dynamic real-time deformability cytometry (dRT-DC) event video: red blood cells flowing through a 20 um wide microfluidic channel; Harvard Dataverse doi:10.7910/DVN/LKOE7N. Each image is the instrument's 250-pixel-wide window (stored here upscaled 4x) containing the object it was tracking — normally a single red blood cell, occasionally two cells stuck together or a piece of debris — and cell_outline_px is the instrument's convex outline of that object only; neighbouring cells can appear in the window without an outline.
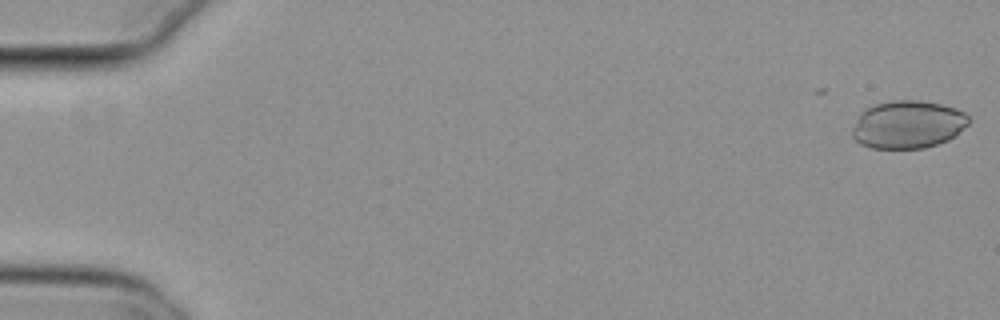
{"species": "common noctule bat (a hibernating species)", "species_latin": "Nyctalus noctula", "temperature_condition": "cold", "stored_images_in_passage": 2, "camera_frame_rate_fps": 3000, "um_per_image_px": 0.085, "animal": {"sex": "female", "body_mass_g": 29.2, "forearm_length_mm": 56.3}, "frame": {"image": 1, "passage_image": 2, "time_ms": 0.333, "image_size_px": [1000, 320], "cell_outline_px": [[968, 124], [956, 136], [948, 140], [924, 148], [872, 148], [860, 144], [852, 136], [852, 128], [860, 112], [864, 108], [876, 104], [892, 100], [920, 100], [940, 104], [956, 108], [964, 112], [968, 116]], "centroid_in_image_um": [77.15, 10.58], "position_along_channel_um": 7.8, "area_um2": 32.6}}